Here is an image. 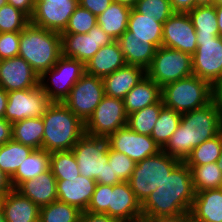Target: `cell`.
Instances as JSON below:
<instances>
[{
	"instance_id": "cell-1",
	"label": "cell",
	"mask_w": 222,
	"mask_h": 222,
	"mask_svg": "<svg viewBox=\"0 0 222 222\" xmlns=\"http://www.w3.org/2000/svg\"><path fill=\"white\" fill-rule=\"evenodd\" d=\"M191 169L180 162L141 203L143 222L179 218L190 214L195 198Z\"/></svg>"
},
{
	"instance_id": "cell-2",
	"label": "cell",
	"mask_w": 222,
	"mask_h": 222,
	"mask_svg": "<svg viewBox=\"0 0 222 222\" xmlns=\"http://www.w3.org/2000/svg\"><path fill=\"white\" fill-rule=\"evenodd\" d=\"M221 131L220 112L212 101L205 107L183 113L178 128L162 151L184 162L196 146L215 137Z\"/></svg>"
},
{
	"instance_id": "cell-3",
	"label": "cell",
	"mask_w": 222,
	"mask_h": 222,
	"mask_svg": "<svg viewBox=\"0 0 222 222\" xmlns=\"http://www.w3.org/2000/svg\"><path fill=\"white\" fill-rule=\"evenodd\" d=\"M42 149L49 153L70 151L85 134L83 123L63 102H51L42 116Z\"/></svg>"
},
{
	"instance_id": "cell-4",
	"label": "cell",
	"mask_w": 222,
	"mask_h": 222,
	"mask_svg": "<svg viewBox=\"0 0 222 222\" xmlns=\"http://www.w3.org/2000/svg\"><path fill=\"white\" fill-rule=\"evenodd\" d=\"M18 56L30 64L40 77L62 56L61 34L31 22L20 32Z\"/></svg>"
},
{
	"instance_id": "cell-5",
	"label": "cell",
	"mask_w": 222,
	"mask_h": 222,
	"mask_svg": "<svg viewBox=\"0 0 222 222\" xmlns=\"http://www.w3.org/2000/svg\"><path fill=\"white\" fill-rule=\"evenodd\" d=\"M161 99L165 107L183 114L211 103L213 101V86L192 75L163 86Z\"/></svg>"
},
{
	"instance_id": "cell-6",
	"label": "cell",
	"mask_w": 222,
	"mask_h": 222,
	"mask_svg": "<svg viewBox=\"0 0 222 222\" xmlns=\"http://www.w3.org/2000/svg\"><path fill=\"white\" fill-rule=\"evenodd\" d=\"M180 162L162 150L137 162L127 181L136 198L142 203Z\"/></svg>"
},
{
	"instance_id": "cell-7",
	"label": "cell",
	"mask_w": 222,
	"mask_h": 222,
	"mask_svg": "<svg viewBox=\"0 0 222 222\" xmlns=\"http://www.w3.org/2000/svg\"><path fill=\"white\" fill-rule=\"evenodd\" d=\"M146 75L161 88L193 75L192 55L177 49L157 48Z\"/></svg>"
},
{
	"instance_id": "cell-8",
	"label": "cell",
	"mask_w": 222,
	"mask_h": 222,
	"mask_svg": "<svg viewBox=\"0 0 222 222\" xmlns=\"http://www.w3.org/2000/svg\"><path fill=\"white\" fill-rule=\"evenodd\" d=\"M84 73L82 62L61 56L49 71L40 76L39 85L51 102H63Z\"/></svg>"
},
{
	"instance_id": "cell-9",
	"label": "cell",
	"mask_w": 222,
	"mask_h": 222,
	"mask_svg": "<svg viewBox=\"0 0 222 222\" xmlns=\"http://www.w3.org/2000/svg\"><path fill=\"white\" fill-rule=\"evenodd\" d=\"M80 175L94 179L103 177L104 163L109 161V143L106 137L84 134L72 148Z\"/></svg>"
},
{
	"instance_id": "cell-10",
	"label": "cell",
	"mask_w": 222,
	"mask_h": 222,
	"mask_svg": "<svg viewBox=\"0 0 222 222\" xmlns=\"http://www.w3.org/2000/svg\"><path fill=\"white\" fill-rule=\"evenodd\" d=\"M103 80L100 77L84 73L71 88L63 103L83 122L92 116L95 108L104 97Z\"/></svg>"
},
{
	"instance_id": "cell-11",
	"label": "cell",
	"mask_w": 222,
	"mask_h": 222,
	"mask_svg": "<svg viewBox=\"0 0 222 222\" xmlns=\"http://www.w3.org/2000/svg\"><path fill=\"white\" fill-rule=\"evenodd\" d=\"M127 118L123 100L104 95L85 123V133L107 138L118 129L127 126Z\"/></svg>"
},
{
	"instance_id": "cell-12",
	"label": "cell",
	"mask_w": 222,
	"mask_h": 222,
	"mask_svg": "<svg viewBox=\"0 0 222 222\" xmlns=\"http://www.w3.org/2000/svg\"><path fill=\"white\" fill-rule=\"evenodd\" d=\"M193 75L214 86L222 79V37H197L192 55Z\"/></svg>"
},
{
	"instance_id": "cell-13",
	"label": "cell",
	"mask_w": 222,
	"mask_h": 222,
	"mask_svg": "<svg viewBox=\"0 0 222 222\" xmlns=\"http://www.w3.org/2000/svg\"><path fill=\"white\" fill-rule=\"evenodd\" d=\"M4 119L10 123L33 117H42L51 104L47 94L38 85L34 88L7 92Z\"/></svg>"
},
{
	"instance_id": "cell-14",
	"label": "cell",
	"mask_w": 222,
	"mask_h": 222,
	"mask_svg": "<svg viewBox=\"0 0 222 222\" xmlns=\"http://www.w3.org/2000/svg\"><path fill=\"white\" fill-rule=\"evenodd\" d=\"M114 41L98 24L86 34H61L62 56L77 59L85 65L101 47Z\"/></svg>"
},
{
	"instance_id": "cell-15",
	"label": "cell",
	"mask_w": 222,
	"mask_h": 222,
	"mask_svg": "<svg viewBox=\"0 0 222 222\" xmlns=\"http://www.w3.org/2000/svg\"><path fill=\"white\" fill-rule=\"evenodd\" d=\"M107 140L112 150L127 155L136 163L162 150L151 136L138 134L128 126L110 134Z\"/></svg>"
},
{
	"instance_id": "cell-16",
	"label": "cell",
	"mask_w": 222,
	"mask_h": 222,
	"mask_svg": "<svg viewBox=\"0 0 222 222\" xmlns=\"http://www.w3.org/2000/svg\"><path fill=\"white\" fill-rule=\"evenodd\" d=\"M78 0H48V2H35L30 22L38 27L63 33Z\"/></svg>"
},
{
	"instance_id": "cell-17",
	"label": "cell",
	"mask_w": 222,
	"mask_h": 222,
	"mask_svg": "<svg viewBox=\"0 0 222 222\" xmlns=\"http://www.w3.org/2000/svg\"><path fill=\"white\" fill-rule=\"evenodd\" d=\"M162 46L193 55L197 35L188 13L174 12L163 24Z\"/></svg>"
},
{
	"instance_id": "cell-18",
	"label": "cell",
	"mask_w": 222,
	"mask_h": 222,
	"mask_svg": "<svg viewBox=\"0 0 222 222\" xmlns=\"http://www.w3.org/2000/svg\"><path fill=\"white\" fill-rule=\"evenodd\" d=\"M108 215L120 222H143L141 202L128 182L109 185Z\"/></svg>"
},
{
	"instance_id": "cell-19",
	"label": "cell",
	"mask_w": 222,
	"mask_h": 222,
	"mask_svg": "<svg viewBox=\"0 0 222 222\" xmlns=\"http://www.w3.org/2000/svg\"><path fill=\"white\" fill-rule=\"evenodd\" d=\"M39 76L22 57L0 60V87L6 92L34 88Z\"/></svg>"
},
{
	"instance_id": "cell-20",
	"label": "cell",
	"mask_w": 222,
	"mask_h": 222,
	"mask_svg": "<svg viewBox=\"0 0 222 222\" xmlns=\"http://www.w3.org/2000/svg\"><path fill=\"white\" fill-rule=\"evenodd\" d=\"M96 181L79 175L72 179L57 180V200L85 212L92 199Z\"/></svg>"
},
{
	"instance_id": "cell-21",
	"label": "cell",
	"mask_w": 222,
	"mask_h": 222,
	"mask_svg": "<svg viewBox=\"0 0 222 222\" xmlns=\"http://www.w3.org/2000/svg\"><path fill=\"white\" fill-rule=\"evenodd\" d=\"M146 76V71L133 65H125L102 78L105 95L124 99L127 93Z\"/></svg>"
},
{
	"instance_id": "cell-22",
	"label": "cell",
	"mask_w": 222,
	"mask_h": 222,
	"mask_svg": "<svg viewBox=\"0 0 222 222\" xmlns=\"http://www.w3.org/2000/svg\"><path fill=\"white\" fill-rule=\"evenodd\" d=\"M189 215L192 222H222V189L196 192Z\"/></svg>"
},
{
	"instance_id": "cell-23",
	"label": "cell",
	"mask_w": 222,
	"mask_h": 222,
	"mask_svg": "<svg viewBox=\"0 0 222 222\" xmlns=\"http://www.w3.org/2000/svg\"><path fill=\"white\" fill-rule=\"evenodd\" d=\"M16 190L39 207L57 200V180L51 169L31 180L24 181Z\"/></svg>"
},
{
	"instance_id": "cell-24",
	"label": "cell",
	"mask_w": 222,
	"mask_h": 222,
	"mask_svg": "<svg viewBox=\"0 0 222 222\" xmlns=\"http://www.w3.org/2000/svg\"><path fill=\"white\" fill-rule=\"evenodd\" d=\"M126 65L139 66L145 71L151 65L157 47L146 40L134 39L128 30L117 40Z\"/></svg>"
},
{
	"instance_id": "cell-25",
	"label": "cell",
	"mask_w": 222,
	"mask_h": 222,
	"mask_svg": "<svg viewBox=\"0 0 222 222\" xmlns=\"http://www.w3.org/2000/svg\"><path fill=\"white\" fill-rule=\"evenodd\" d=\"M126 65L123 53L117 41L103 46L85 64V72L96 77L104 78Z\"/></svg>"
},
{
	"instance_id": "cell-26",
	"label": "cell",
	"mask_w": 222,
	"mask_h": 222,
	"mask_svg": "<svg viewBox=\"0 0 222 222\" xmlns=\"http://www.w3.org/2000/svg\"><path fill=\"white\" fill-rule=\"evenodd\" d=\"M2 210L6 222H35L40 215V207L16 189L5 195Z\"/></svg>"
},
{
	"instance_id": "cell-27",
	"label": "cell",
	"mask_w": 222,
	"mask_h": 222,
	"mask_svg": "<svg viewBox=\"0 0 222 222\" xmlns=\"http://www.w3.org/2000/svg\"><path fill=\"white\" fill-rule=\"evenodd\" d=\"M161 99V87L147 75L124 97L127 115L157 103Z\"/></svg>"
},
{
	"instance_id": "cell-28",
	"label": "cell",
	"mask_w": 222,
	"mask_h": 222,
	"mask_svg": "<svg viewBox=\"0 0 222 222\" xmlns=\"http://www.w3.org/2000/svg\"><path fill=\"white\" fill-rule=\"evenodd\" d=\"M127 30L132 33L134 39L146 40L157 48L162 46L163 23L137 12L134 8L130 10Z\"/></svg>"
},
{
	"instance_id": "cell-29",
	"label": "cell",
	"mask_w": 222,
	"mask_h": 222,
	"mask_svg": "<svg viewBox=\"0 0 222 222\" xmlns=\"http://www.w3.org/2000/svg\"><path fill=\"white\" fill-rule=\"evenodd\" d=\"M48 169H50V153L44 149L33 150L10 178L13 189H17L24 181L31 180Z\"/></svg>"
},
{
	"instance_id": "cell-30",
	"label": "cell",
	"mask_w": 222,
	"mask_h": 222,
	"mask_svg": "<svg viewBox=\"0 0 222 222\" xmlns=\"http://www.w3.org/2000/svg\"><path fill=\"white\" fill-rule=\"evenodd\" d=\"M130 7L113 2L101 15L97 24L115 41L127 31Z\"/></svg>"
},
{
	"instance_id": "cell-31",
	"label": "cell",
	"mask_w": 222,
	"mask_h": 222,
	"mask_svg": "<svg viewBox=\"0 0 222 222\" xmlns=\"http://www.w3.org/2000/svg\"><path fill=\"white\" fill-rule=\"evenodd\" d=\"M44 122L42 117L27 118L12 124V140L31 147L42 149Z\"/></svg>"
},
{
	"instance_id": "cell-32",
	"label": "cell",
	"mask_w": 222,
	"mask_h": 222,
	"mask_svg": "<svg viewBox=\"0 0 222 222\" xmlns=\"http://www.w3.org/2000/svg\"><path fill=\"white\" fill-rule=\"evenodd\" d=\"M197 37L219 36L215 5H198L188 12Z\"/></svg>"
},
{
	"instance_id": "cell-33",
	"label": "cell",
	"mask_w": 222,
	"mask_h": 222,
	"mask_svg": "<svg viewBox=\"0 0 222 222\" xmlns=\"http://www.w3.org/2000/svg\"><path fill=\"white\" fill-rule=\"evenodd\" d=\"M187 166L191 169L195 192L221 188L222 171L218 162Z\"/></svg>"
},
{
	"instance_id": "cell-34",
	"label": "cell",
	"mask_w": 222,
	"mask_h": 222,
	"mask_svg": "<svg viewBox=\"0 0 222 222\" xmlns=\"http://www.w3.org/2000/svg\"><path fill=\"white\" fill-rule=\"evenodd\" d=\"M34 149L22 143L10 140L0 146V168L10 178L16 173L20 164Z\"/></svg>"
},
{
	"instance_id": "cell-35",
	"label": "cell",
	"mask_w": 222,
	"mask_h": 222,
	"mask_svg": "<svg viewBox=\"0 0 222 222\" xmlns=\"http://www.w3.org/2000/svg\"><path fill=\"white\" fill-rule=\"evenodd\" d=\"M163 107L162 99H160L153 105L129 114L127 126L138 134L150 136Z\"/></svg>"
},
{
	"instance_id": "cell-36",
	"label": "cell",
	"mask_w": 222,
	"mask_h": 222,
	"mask_svg": "<svg viewBox=\"0 0 222 222\" xmlns=\"http://www.w3.org/2000/svg\"><path fill=\"white\" fill-rule=\"evenodd\" d=\"M181 118L182 114L173 109L165 106L161 109L158 120L150 135L161 149L166 145L172 134L178 128Z\"/></svg>"
},
{
	"instance_id": "cell-37",
	"label": "cell",
	"mask_w": 222,
	"mask_h": 222,
	"mask_svg": "<svg viewBox=\"0 0 222 222\" xmlns=\"http://www.w3.org/2000/svg\"><path fill=\"white\" fill-rule=\"evenodd\" d=\"M222 149V131L215 137L196 146L185 159L186 165H204L219 161Z\"/></svg>"
},
{
	"instance_id": "cell-38",
	"label": "cell",
	"mask_w": 222,
	"mask_h": 222,
	"mask_svg": "<svg viewBox=\"0 0 222 222\" xmlns=\"http://www.w3.org/2000/svg\"><path fill=\"white\" fill-rule=\"evenodd\" d=\"M82 211L59 200L40 207L41 222H79Z\"/></svg>"
},
{
	"instance_id": "cell-39",
	"label": "cell",
	"mask_w": 222,
	"mask_h": 222,
	"mask_svg": "<svg viewBox=\"0 0 222 222\" xmlns=\"http://www.w3.org/2000/svg\"><path fill=\"white\" fill-rule=\"evenodd\" d=\"M50 169L56 180L72 179L80 175L72 150L50 153Z\"/></svg>"
},
{
	"instance_id": "cell-40",
	"label": "cell",
	"mask_w": 222,
	"mask_h": 222,
	"mask_svg": "<svg viewBox=\"0 0 222 222\" xmlns=\"http://www.w3.org/2000/svg\"><path fill=\"white\" fill-rule=\"evenodd\" d=\"M29 23L30 18L12 5L0 8V33L21 32Z\"/></svg>"
},
{
	"instance_id": "cell-41",
	"label": "cell",
	"mask_w": 222,
	"mask_h": 222,
	"mask_svg": "<svg viewBox=\"0 0 222 222\" xmlns=\"http://www.w3.org/2000/svg\"><path fill=\"white\" fill-rule=\"evenodd\" d=\"M134 9L150 17L156 18L159 23H165L174 13L170 0H138Z\"/></svg>"
},
{
	"instance_id": "cell-42",
	"label": "cell",
	"mask_w": 222,
	"mask_h": 222,
	"mask_svg": "<svg viewBox=\"0 0 222 222\" xmlns=\"http://www.w3.org/2000/svg\"><path fill=\"white\" fill-rule=\"evenodd\" d=\"M95 25H97V17L89 10L78 5L71 15L67 27L61 34H86Z\"/></svg>"
},
{
	"instance_id": "cell-43",
	"label": "cell",
	"mask_w": 222,
	"mask_h": 222,
	"mask_svg": "<svg viewBox=\"0 0 222 222\" xmlns=\"http://www.w3.org/2000/svg\"><path fill=\"white\" fill-rule=\"evenodd\" d=\"M108 163L112 165L113 178H119L122 182L129 180L136 164L127 155L112 150L110 147Z\"/></svg>"
},
{
	"instance_id": "cell-44",
	"label": "cell",
	"mask_w": 222,
	"mask_h": 222,
	"mask_svg": "<svg viewBox=\"0 0 222 222\" xmlns=\"http://www.w3.org/2000/svg\"><path fill=\"white\" fill-rule=\"evenodd\" d=\"M109 185L96 184L87 212L108 215Z\"/></svg>"
},
{
	"instance_id": "cell-45",
	"label": "cell",
	"mask_w": 222,
	"mask_h": 222,
	"mask_svg": "<svg viewBox=\"0 0 222 222\" xmlns=\"http://www.w3.org/2000/svg\"><path fill=\"white\" fill-rule=\"evenodd\" d=\"M20 32L0 33V60L18 56Z\"/></svg>"
},
{
	"instance_id": "cell-46",
	"label": "cell",
	"mask_w": 222,
	"mask_h": 222,
	"mask_svg": "<svg viewBox=\"0 0 222 222\" xmlns=\"http://www.w3.org/2000/svg\"><path fill=\"white\" fill-rule=\"evenodd\" d=\"M78 3L97 17L113 3V0H78Z\"/></svg>"
},
{
	"instance_id": "cell-47",
	"label": "cell",
	"mask_w": 222,
	"mask_h": 222,
	"mask_svg": "<svg viewBox=\"0 0 222 222\" xmlns=\"http://www.w3.org/2000/svg\"><path fill=\"white\" fill-rule=\"evenodd\" d=\"M79 222H120V221L106 214H94L85 211L81 213Z\"/></svg>"
},
{
	"instance_id": "cell-48",
	"label": "cell",
	"mask_w": 222,
	"mask_h": 222,
	"mask_svg": "<svg viewBox=\"0 0 222 222\" xmlns=\"http://www.w3.org/2000/svg\"><path fill=\"white\" fill-rule=\"evenodd\" d=\"M7 4L21 10L30 18L34 10L35 2L34 0H7Z\"/></svg>"
},
{
	"instance_id": "cell-49",
	"label": "cell",
	"mask_w": 222,
	"mask_h": 222,
	"mask_svg": "<svg viewBox=\"0 0 222 222\" xmlns=\"http://www.w3.org/2000/svg\"><path fill=\"white\" fill-rule=\"evenodd\" d=\"M174 12L188 13L196 7V0H170Z\"/></svg>"
},
{
	"instance_id": "cell-50",
	"label": "cell",
	"mask_w": 222,
	"mask_h": 222,
	"mask_svg": "<svg viewBox=\"0 0 222 222\" xmlns=\"http://www.w3.org/2000/svg\"><path fill=\"white\" fill-rule=\"evenodd\" d=\"M122 181L119 178H113L112 165L104 163L103 177L97 182L103 185H117Z\"/></svg>"
},
{
	"instance_id": "cell-51",
	"label": "cell",
	"mask_w": 222,
	"mask_h": 222,
	"mask_svg": "<svg viewBox=\"0 0 222 222\" xmlns=\"http://www.w3.org/2000/svg\"><path fill=\"white\" fill-rule=\"evenodd\" d=\"M12 140V123L0 118V146Z\"/></svg>"
},
{
	"instance_id": "cell-52",
	"label": "cell",
	"mask_w": 222,
	"mask_h": 222,
	"mask_svg": "<svg viewBox=\"0 0 222 222\" xmlns=\"http://www.w3.org/2000/svg\"><path fill=\"white\" fill-rule=\"evenodd\" d=\"M213 101L220 112L222 120V79L213 86Z\"/></svg>"
},
{
	"instance_id": "cell-53",
	"label": "cell",
	"mask_w": 222,
	"mask_h": 222,
	"mask_svg": "<svg viewBox=\"0 0 222 222\" xmlns=\"http://www.w3.org/2000/svg\"><path fill=\"white\" fill-rule=\"evenodd\" d=\"M13 190L10 177L0 168V193H9Z\"/></svg>"
},
{
	"instance_id": "cell-54",
	"label": "cell",
	"mask_w": 222,
	"mask_h": 222,
	"mask_svg": "<svg viewBox=\"0 0 222 222\" xmlns=\"http://www.w3.org/2000/svg\"><path fill=\"white\" fill-rule=\"evenodd\" d=\"M8 94L0 87V118H4L6 105H7Z\"/></svg>"
},
{
	"instance_id": "cell-55",
	"label": "cell",
	"mask_w": 222,
	"mask_h": 222,
	"mask_svg": "<svg viewBox=\"0 0 222 222\" xmlns=\"http://www.w3.org/2000/svg\"><path fill=\"white\" fill-rule=\"evenodd\" d=\"M153 222H192V221L190 215L187 214L179 218L159 219Z\"/></svg>"
},
{
	"instance_id": "cell-56",
	"label": "cell",
	"mask_w": 222,
	"mask_h": 222,
	"mask_svg": "<svg viewBox=\"0 0 222 222\" xmlns=\"http://www.w3.org/2000/svg\"><path fill=\"white\" fill-rule=\"evenodd\" d=\"M215 11L217 14L219 36L222 37V5H215Z\"/></svg>"
},
{
	"instance_id": "cell-57",
	"label": "cell",
	"mask_w": 222,
	"mask_h": 222,
	"mask_svg": "<svg viewBox=\"0 0 222 222\" xmlns=\"http://www.w3.org/2000/svg\"><path fill=\"white\" fill-rule=\"evenodd\" d=\"M138 0H113V2L125 5L130 8H134L136 6Z\"/></svg>"
},
{
	"instance_id": "cell-58",
	"label": "cell",
	"mask_w": 222,
	"mask_h": 222,
	"mask_svg": "<svg viewBox=\"0 0 222 222\" xmlns=\"http://www.w3.org/2000/svg\"><path fill=\"white\" fill-rule=\"evenodd\" d=\"M216 0H196V6L198 5H214Z\"/></svg>"
},
{
	"instance_id": "cell-59",
	"label": "cell",
	"mask_w": 222,
	"mask_h": 222,
	"mask_svg": "<svg viewBox=\"0 0 222 222\" xmlns=\"http://www.w3.org/2000/svg\"><path fill=\"white\" fill-rule=\"evenodd\" d=\"M6 194L7 193H0V210H2V204Z\"/></svg>"
},
{
	"instance_id": "cell-60",
	"label": "cell",
	"mask_w": 222,
	"mask_h": 222,
	"mask_svg": "<svg viewBox=\"0 0 222 222\" xmlns=\"http://www.w3.org/2000/svg\"><path fill=\"white\" fill-rule=\"evenodd\" d=\"M0 222H6L3 210H0Z\"/></svg>"
},
{
	"instance_id": "cell-61",
	"label": "cell",
	"mask_w": 222,
	"mask_h": 222,
	"mask_svg": "<svg viewBox=\"0 0 222 222\" xmlns=\"http://www.w3.org/2000/svg\"><path fill=\"white\" fill-rule=\"evenodd\" d=\"M218 163H219V168H220L221 171H222V149H221V154H220V156H219V161H218Z\"/></svg>"
},
{
	"instance_id": "cell-62",
	"label": "cell",
	"mask_w": 222,
	"mask_h": 222,
	"mask_svg": "<svg viewBox=\"0 0 222 222\" xmlns=\"http://www.w3.org/2000/svg\"><path fill=\"white\" fill-rule=\"evenodd\" d=\"M7 4V0H0V8Z\"/></svg>"
},
{
	"instance_id": "cell-63",
	"label": "cell",
	"mask_w": 222,
	"mask_h": 222,
	"mask_svg": "<svg viewBox=\"0 0 222 222\" xmlns=\"http://www.w3.org/2000/svg\"><path fill=\"white\" fill-rule=\"evenodd\" d=\"M214 5H222V0H216Z\"/></svg>"
},
{
	"instance_id": "cell-64",
	"label": "cell",
	"mask_w": 222,
	"mask_h": 222,
	"mask_svg": "<svg viewBox=\"0 0 222 222\" xmlns=\"http://www.w3.org/2000/svg\"><path fill=\"white\" fill-rule=\"evenodd\" d=\"M34 2H48V0H34Z\"/></svg>"
}]
</instances>
